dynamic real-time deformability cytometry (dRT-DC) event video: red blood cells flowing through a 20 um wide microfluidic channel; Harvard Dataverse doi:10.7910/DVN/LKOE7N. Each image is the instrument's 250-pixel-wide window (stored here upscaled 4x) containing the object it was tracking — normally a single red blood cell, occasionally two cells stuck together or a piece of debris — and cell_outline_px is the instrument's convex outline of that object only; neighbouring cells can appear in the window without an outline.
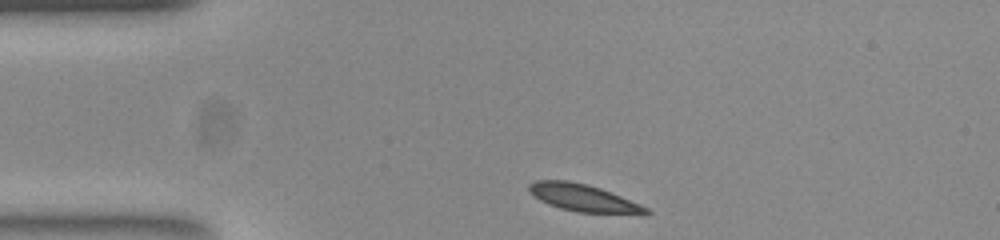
{"species": "common noctule bat (a hibernating species)", "species_latin": "Nyctalus noctula", "temperature_condition": "room temperature", "stored_images_in_passage": 34, "camera_frame_rate_fps": 3000, "um_per_image_px": 0.085, "animal": {"sex": "female", "body_mass_g": 23.0, "forearm_length_mm": 53.4}, "frame": {"image": 1, "passage_image": 1, "time_ms": 0.0, "image_size_px": [1000, 240], "cell_outline_px": [[652, 212], [644, 216], [576, 212], [560, 208], [548, 204], [540, 200], [528, 188], [528, 184], [536, 180], [568, 180], [600, 188], [640, 204], [648, 208]], "centroid_in_image_um": [49.69, 16.87], "position_along_channel_um": 35.3, "area_um2": 18.84}}
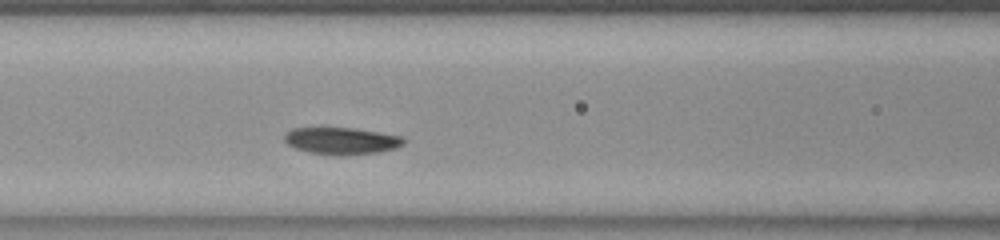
{"frame": {"image": 2, "passage_image": 12, "time_ms": 3.667, "image_size_px": [1000, 240], "cell_outline_px": [[408, 140], [404, 144], [396, 148], [380, 152], [344, 156], [308, 152], [296, 148], [288, 144], [284, 140], [284, 136], [292, 128], [352, 128], [404, 136]], "centroid_in_image_um": [29.1, 11.98], "position_along_channel_um": 137.5, "area_um2": 18.84}}
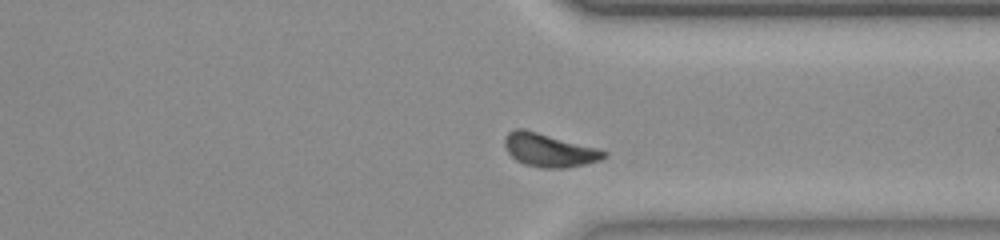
{"frame": {"image": 3, "passage_image": 30, "time_ms": 9.667, "image_size_px": [1000, 240], "cell_outline_px": [[608, 156], [600, 160], [584, 164], [564, 168], [540, 168], [524, 164], [516, 160], [508, 152], [504, 144], [504, 136], [508, 132], [516, 128], [524, 128], [600, 148], [608, 152]], "centroid_in_image_um": [46.69, 12.75], "position_along_channel_um": 364.7, "area_um2": 19.59}, "authors_computed_cell_mechanics": {"area_um2": 18.9295, "velocity_mm_per_s": 3.7996, "shape_relaxation_time_tau1_ms": 1.7207, "shape_relaxation_time_tau2_ms": null, "deformation_change_tau1": 0.0949, "deformation_change_tau2": null}}